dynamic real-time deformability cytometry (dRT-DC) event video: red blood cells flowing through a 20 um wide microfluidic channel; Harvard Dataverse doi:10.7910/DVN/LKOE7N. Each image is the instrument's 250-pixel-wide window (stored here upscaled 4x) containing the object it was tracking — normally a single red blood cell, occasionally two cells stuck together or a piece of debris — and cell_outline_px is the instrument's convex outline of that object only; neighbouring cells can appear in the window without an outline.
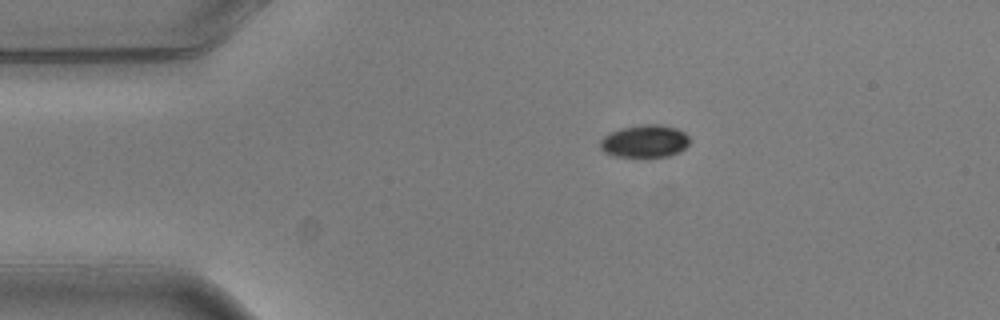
{"species": "common noctule bat (a hibernating species)", "species_latin": "Nyctalus noctula", "temperature_condition": "warm", "stored_images_in_passage": 2, "camera_frame_rate_fps": 3000, "um_per_image_px": 0.085, "animal": {"sex": "male", "body_mass_g": 20.5, "forearm_length_mm": 52.5}, "frame": {"image": 1, "passage_image": 1, "time_ms": 0.0, "image_size_px": [1000, 320], "cell_outline_px": [[688, 144], [680, 152], [668, 156], [616, 156], [604, 152], [600, 148], [600, 140], [604, 136], [620, 128], [640, 124], [660, 124], [676, 128], [684, 132], [688, 136]], "centroid_in_image_um": [54.8, 11.99], "position_along_channel_um": 30.2, "area_um2": 16.88}}